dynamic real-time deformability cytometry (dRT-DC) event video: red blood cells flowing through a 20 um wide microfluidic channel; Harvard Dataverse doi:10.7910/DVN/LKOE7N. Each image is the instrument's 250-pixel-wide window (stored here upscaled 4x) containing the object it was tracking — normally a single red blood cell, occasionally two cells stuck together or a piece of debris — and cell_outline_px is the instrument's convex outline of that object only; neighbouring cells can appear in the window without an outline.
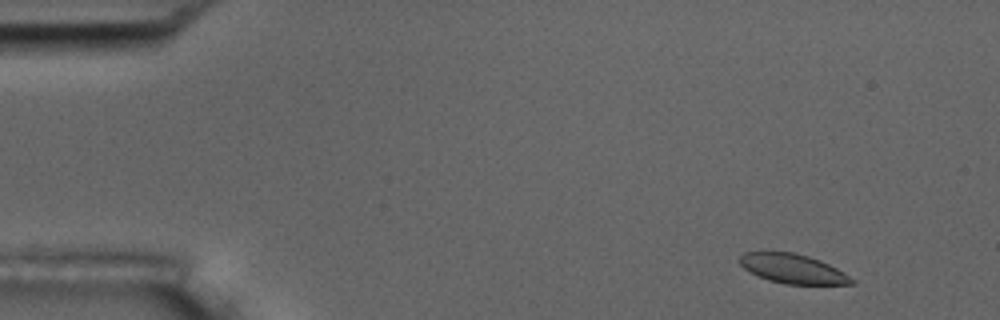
{"species": "common noctule bat (a hibernating species)", "species_latin": "Nyctalus noctula", "temperature_condition": "room temperature", "stored_images_in_passage": 4, "camera_frame_rate_fps": 3000, "um_per_image_px": 0.085, "animal": {"sex": "male", "body_mass_g": 17.5, "forearm_length_mm": 52.3}, "frame": {"image": 1, "passage_image": 1, "time_ms": 0.0, "image_size_px": [1000, 320], "cell_outline_px": [[856, 284], [784, 284], [768, 280], [744, 268], [740, 264], [740, 256], [744, 252], [792, 252], [808, 256], [820, 260], [844, 272], [856, 280]], "centroid_in_image_um": [67.43, 22.85], "position_along_channel_um": 17.6, "area_um2": 19.02}}
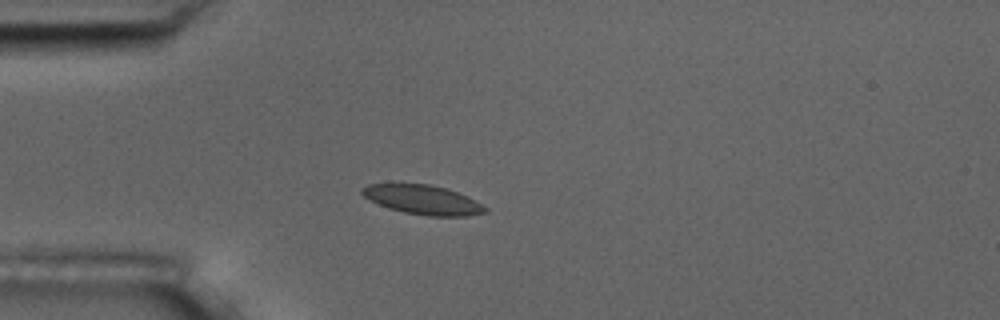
{"frame": {"image": 2, "passage_image": 4, "time_ms": 3.333, "image_size_px": [1000, 320], "cell_outline_px": [[488, 212], [468, 216], [428, 216], [404, 212], [388, 208], [368, 200], [360, 192], [360, 188], [368, 184], [428, 184], [444, 188], [468, 196], [476, 200], [488, 208]], "centroid_in_image_um": [35.94, 16.99], "position_along_channel_um": 49.1, "area_um2": 21.1}}